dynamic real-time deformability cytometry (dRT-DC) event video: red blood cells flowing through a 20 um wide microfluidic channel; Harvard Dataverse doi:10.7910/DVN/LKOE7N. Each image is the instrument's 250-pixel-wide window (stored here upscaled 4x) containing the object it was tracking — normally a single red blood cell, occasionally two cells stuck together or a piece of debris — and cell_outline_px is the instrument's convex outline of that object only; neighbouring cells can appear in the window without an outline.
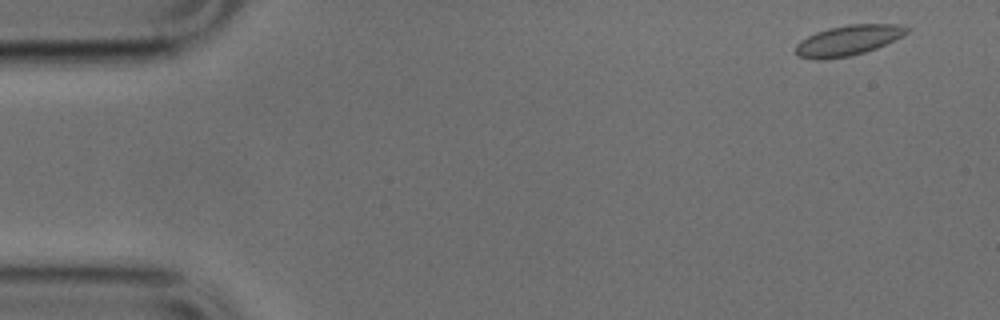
{"species": "common noctule bat (a hibernating species)", "species_latin": "Nyctalus noctula", "temperature_condition": "cold", "stored_images_in_passage": 46, "camera_frame_rate_fps": 3000, "um_per_image_px": 0.085, "animal": {"sex": "male", "body_mass_g": 17.9, "forearm_length_mm": 54.2}, "frame": {"image": 1, "passage_image": 2, "time_ms": 0.333, "image_size_px": [1000, 320], "cell_outline_px": [[912, 28], [904, 36], [876, 48], [864, 52], [848, 56], [820, 60], [816, 60], [796, 56], [796, 44], [800, 40], [816, 32], [828, 28], [848, 24], [896, 24]], "centroid_in_image_um": [72.09, 3.43], "position_along_channel_um": 12.9, "area_um2": 19.71}}
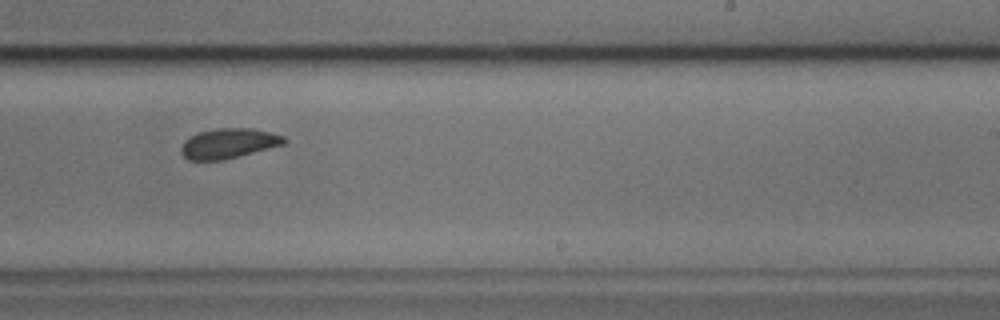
{"frame": {"image": 2, "passage_image": 30, "time_ms": 9.667, "image_size_px": [1000, 320], "cell_outline_px": [[288, 140], [284, 144], [224, 160], [188, 160], [180, 152], [180, 148], [184, 140], [200, 132], [216, 128], [252, 128], [272, 132], [284, 136]], "centroid_in_image_um": [19.44, 12.18], "position_along_channel_um": 269.6, "area_um2": 18.03}}
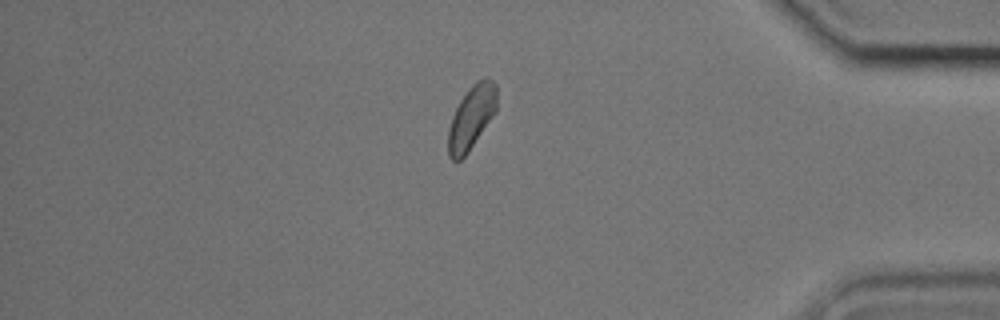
{"frame": {"image": 3, "passage_image": 42, "time_ms": 13.667, "image_size_px": [1000, 320], "cell_outline_px": [[496, 112], [468, 152], [460, 160], [452, 160], [448, 156], [448, 128], [452, 116], [460, 100], [472, 84], [476, 80], [492, 80], [496, 84]], "centroid_in_image_um": [40.06, 10.0], "position_along_channel_um": 395.1, "area_um2": 17.8}}